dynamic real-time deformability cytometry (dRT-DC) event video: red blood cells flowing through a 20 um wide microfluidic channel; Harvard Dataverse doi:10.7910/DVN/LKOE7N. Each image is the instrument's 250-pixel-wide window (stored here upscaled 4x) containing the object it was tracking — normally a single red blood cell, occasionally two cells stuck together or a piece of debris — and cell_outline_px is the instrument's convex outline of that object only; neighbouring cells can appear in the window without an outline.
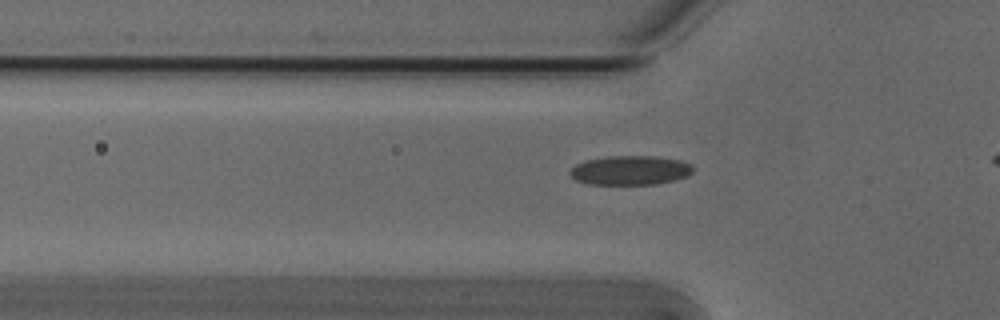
{"species": "Egyptian fruit bat (a non-hibernating species)", "species_latin": "Rousettus aegyptiacus", "temperature_condition": "cold", "stored_images_in_passage": 40, "camera_frame_rate_fps": 3000, "um_per_image_px": 0.085, "animal": {"sex": "male"}, "frame": {"image": 1, "passage_image": 11, "time_ms": 3.333, "image_size_px": [1000, 320], "cell_outline_px": [[692, 172], [688, 176], [656, 184], [588, 184], [576, 180], [568, 172], [576, 164], [584, 160], [608, 156], [656, 156], [680, 160], [692, 164]], "centroid_in_image_um": [53.56, 14.47], "position_along_channel_um": 72.2, "area_um2": 20.98}}
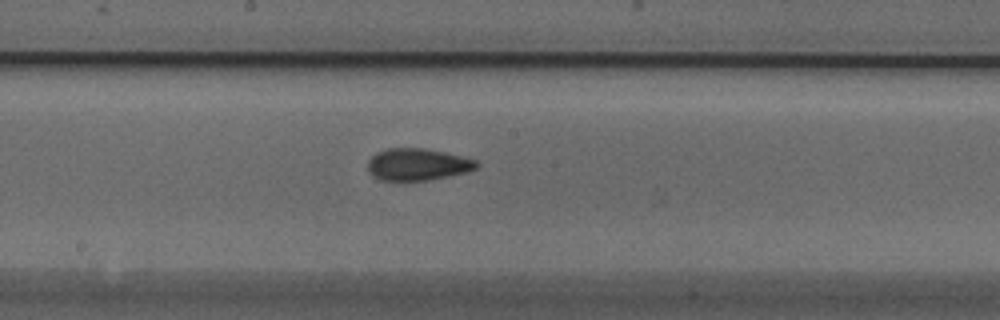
{"frame": {"image": 2, "passage_image": 22, "time_ms": 7.0, "image_size_px": [1000, 320], "cell_outline_px": [[480, 164], [476, 168], [468, 172], [428, 180], [380, 180], [372, 176], [368, 172], [368, 160], [376, 152], [388, 148], [424, 148], [444, 152], [476, 160]], "centroid_in_image_um": [35.47, 13.97], "position_along_channel_um": 212.7, "area_um2": 20.29}}
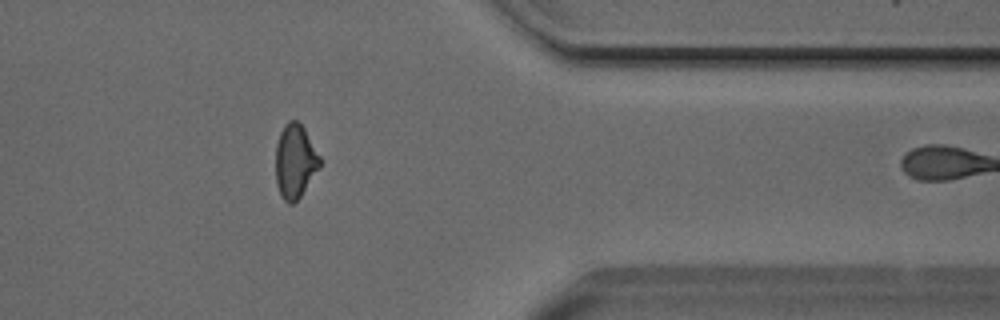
{"frame": {"image": 3, "passage_image": 37, "time_ms": 12.0, "image_size_px": [1000, 320], "cell_outline_px": [[320, 164], [300, 196], [292, 204], [288, 204], [280, 196], [276, 184], [276, 144], [280, 132], [284, 124], [288, 120], [296, 120], [304, 128], [320, 156]], "centroid_in_image_um": [25.04, 13.69], "position_along_channel_um": 386.4, "area_um2": 18.79}, "authors_computed_cell_mechanics": {"area_um2": 20.1433, "velocity_mm_per_s": 3.8201, "shape_relaxation_time_tau1_ms": null, "shape_relaxation_time_tau2_ms": 1.7306, "deformation_change_tau1": null, "deformation_change_tau2": 0.066}}